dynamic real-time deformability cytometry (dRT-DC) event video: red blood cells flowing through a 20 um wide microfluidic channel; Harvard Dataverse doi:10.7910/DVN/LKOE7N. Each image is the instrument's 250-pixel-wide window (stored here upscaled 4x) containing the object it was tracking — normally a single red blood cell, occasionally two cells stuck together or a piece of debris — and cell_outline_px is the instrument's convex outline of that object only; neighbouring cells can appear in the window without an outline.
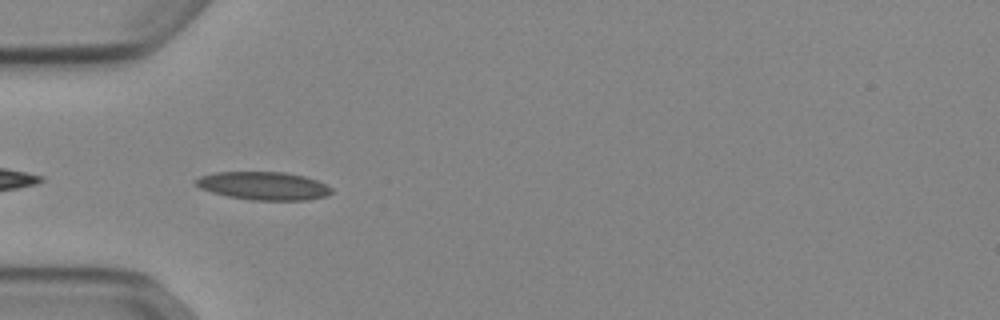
{"species": "Egyptian fruit bat (a non-hibernating species)", "species_latin": "Rousettus aegyptiacus", "temperature_condition": "cold", "stored_images_in_passage": 38, "camera_frame_rate_fps": 3000, "um_per_image_px": 0.085, "animal": {"sex": "female"}, "frame": {"image": 1, "passage_image": 2, "time_ms": 0.333, "image_size_px": [1000, 320], "cell_outline_px": [[332, 192], [328, 196], [308, 200], [252, 200], [228, 196], [212, 192], [200, 188], [192, 180], [200, 176], [216, 172], [284, 172], [304, 176], [316, 180], [332, 188]], "centroid_in_image_um": [22.4, 15.8], "position_along_channel_um": 62.6, "area_um2": 22.25}}
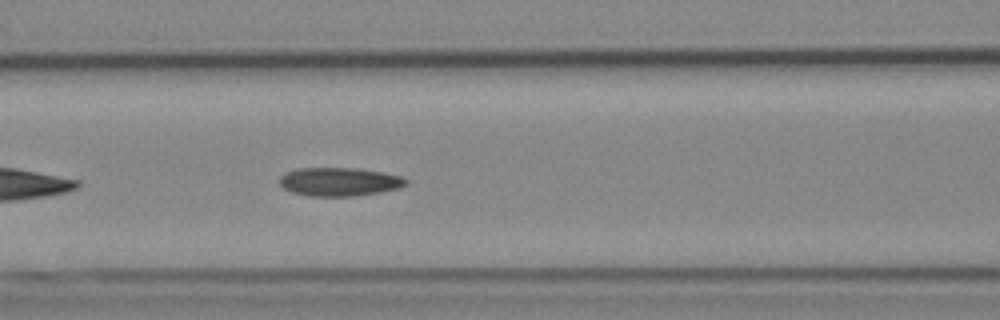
{"frame": {"image": 2, "passage_image": 8, "time_ms": 2.333, "image_size_px": [1000, 320], "cell_outline_px": [[408, 184], [400, 188], [380, 192], [352, 196], [308, 196], [292, 192], [284, 188], [280, 184], [280, 176], [284, 172], [296, 168], [356, 168], [384, 172], [400, 176], [408, 180]], "centroid_in_image_um": [28.84, 15.44], "position_along_channel_um": 137.8, "area_um2": 21.15}}
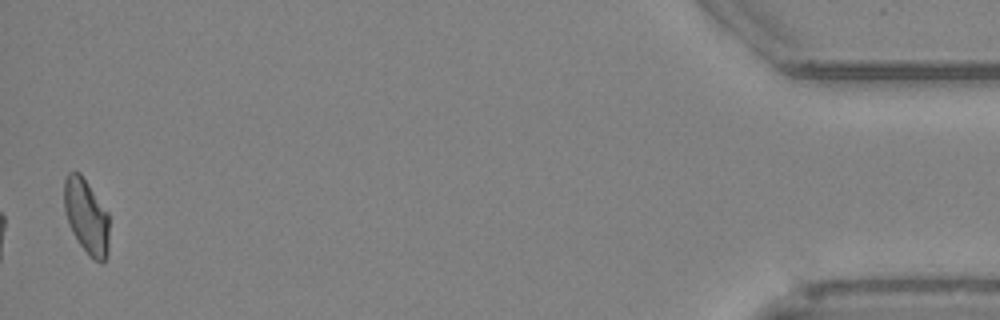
{"frame": {"image": 3, "passage_image": 37, "time_ms": 12.0, "image_size_px": [1000, 320], "cell_outline_px": [[108, 252], [104, 260], [100, 264], [80, 244], [72, 232], [68, 224], [64, 208], [64, 180], [68, 172], [80, 172], [108, 212]], "centroid_in_image_um": [7.33, 18.35], "position_along_channel_um": 427.9, "area_um2": 19.42}, "authors_computed_cell_mechanics": {"area_um2": 20.4612, "velocity_mm_per_s": 3.8834, "shape_relaxation_time_tau1_ms": null, "shape_relaxation_time_tau2_ms": 2.5577, "deformation_change_tau1": null, "deformation_change_tau2": 0.0834}}